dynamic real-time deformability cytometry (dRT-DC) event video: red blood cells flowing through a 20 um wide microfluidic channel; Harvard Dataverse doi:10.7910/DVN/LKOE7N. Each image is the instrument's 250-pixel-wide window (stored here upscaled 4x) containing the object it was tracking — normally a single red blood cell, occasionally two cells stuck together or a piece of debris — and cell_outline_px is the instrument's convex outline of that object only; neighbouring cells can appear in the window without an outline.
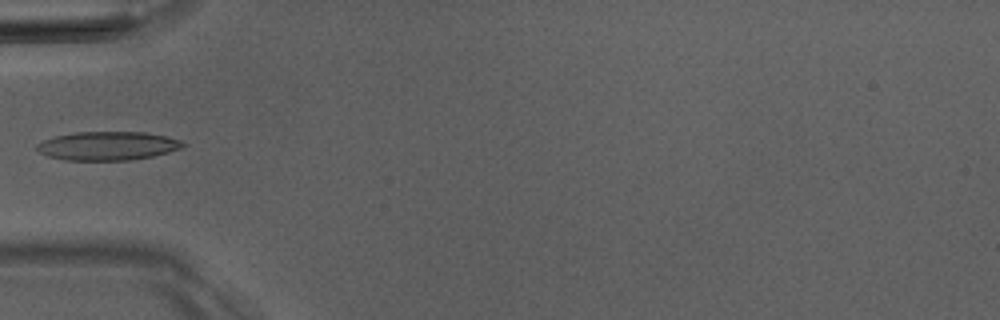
{"species": "Egyptian fruit bat (a non-hibernating species)", "species_latin": "Rousettus aegyptiacus", "temperature_condition": "room temperature", "stored_images_in_passage": 6, "camera_frame_rate_fps": 3000, "um_per_image_px": 0.085, "animal": {"sex": "male"}, "frame": {"image": 1, "passage_image": 6, "time_ms": 5.667, "image_size_px": [1000, 320], "cell_outline_px": [[188, 144], [184, 148], [152, 156], [132, 160], [64, 160], [48, 156], [40, 152], [36, 148], [36, 144], [44, 140], [56, 136], [76, 132], [144, 132], [164, 136], [180, 140]], "centroid_in_image_um": [9.18, 12.4], "position_along_channel_um": 75.8, "area_um2": 24.39}}